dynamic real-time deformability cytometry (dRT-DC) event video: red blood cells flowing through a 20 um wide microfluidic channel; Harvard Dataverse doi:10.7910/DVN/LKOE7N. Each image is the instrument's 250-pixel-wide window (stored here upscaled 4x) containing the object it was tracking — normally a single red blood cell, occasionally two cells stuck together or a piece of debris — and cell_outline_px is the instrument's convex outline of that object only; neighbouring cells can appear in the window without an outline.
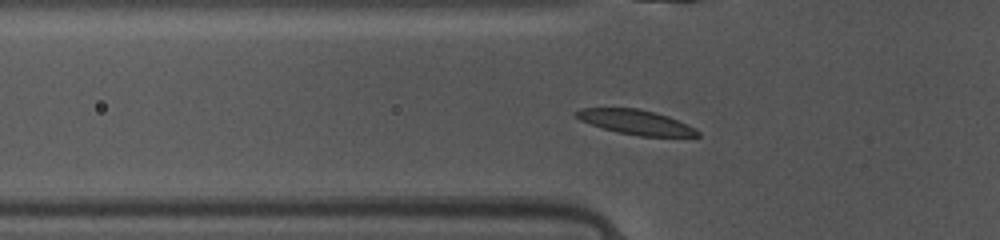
{"species": "common noctule bat (a hibernating species)", "species_latin": "Nyctalus noctula", "temperature_condition": "warm", "stored_images_in_passage": 41, "camera_frame_rate_fps": 3000, "um_per_image_px": 0.085, "animal": {"sex": "female", "body_mass_g": 10.0, "forearm_length_mm": 53.1}, "frame": {"image": 1, "passage_image": 8, "time_ms": 2.333, "image_size_px": [1000, 240], "cell_outline_px": [[700, 136], [644, 136], [620, 132], [604, 128], [584, 120], [576, 116], [576, 112], [584, 108], [636, 108], [652, 112], [676, 120], [700, 132]], "centroid_in_image_um": [54.06, 10.38], "position_along_channel_um": 71.7, "area_um2": 16.42}}
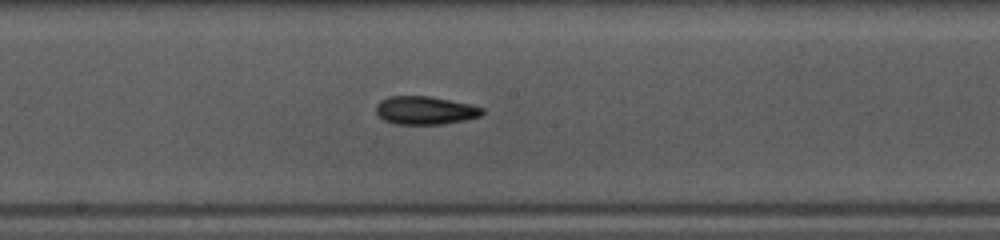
{"frame": {"image": 2, "passage_image": 18, "time_ms": 5.667, "image_size_px": [1000, 240], "cell_outline_px": [[484, 112], [480, 116], [460, 120], [436, 124], [400, 124], [388, 120], [380, 116], [376, 112], [376, 108], [384, 100], [392, 96], [424, 96], [448, 100], [480, 108]], "centroid_in_image_um": [36.11, 9.38], "position_along_channel_um": 212.1, "area_um2": 16.36}}
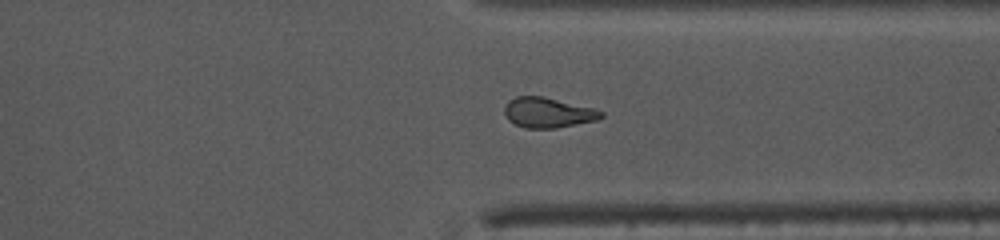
{"frame": {"image": 3, "passage_image": 29, "time_ms": 9.333, "image_size_px": [1000, 240], "cell_outline_px": [[604, 116], [596, 120], [552, 128], [528, 128], [516, 124], [504, 112], [504, 108], [516, 96], [540, 96], [588, 108], [600, 112]], "centroid_in_image_um": [46.53, 9.58], "position_along_channel_um": 364.9, "area_um2": 15.9}, "authors_computed_cell_mechanics": {"area_um2": 15.895, "velocity_mm_per_s": 4.1768, "shape_relaxation_time_tau1_ms": 3.3074, "shape_relaxation_time_tau2_ms": 3.187, "deformation_change_tau1": 0.1585, "deformation_change_tau2": 0.1197}}